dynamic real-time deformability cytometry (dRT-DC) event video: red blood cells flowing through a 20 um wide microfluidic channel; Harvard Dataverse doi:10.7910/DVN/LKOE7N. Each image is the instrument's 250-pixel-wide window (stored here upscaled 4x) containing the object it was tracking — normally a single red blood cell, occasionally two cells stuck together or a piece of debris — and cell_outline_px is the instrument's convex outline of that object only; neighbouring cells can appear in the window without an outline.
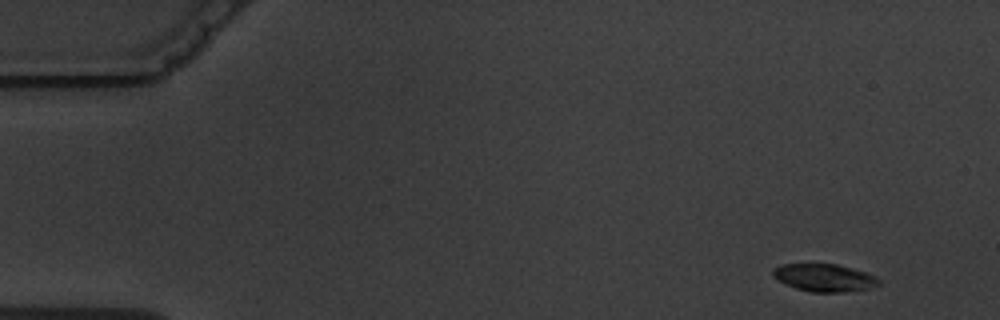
{"species": "common noctule bat (a hibernating species)", "species_latin": "Nyctalus noctula", "temperature_condition": "warm", "stored_images_in_passage": 8, "camera_frame_rate_fps": 3000, "um_per_image_px": 0.085, "animal": {"sex": "male", "body_mass_g": 19.5, "forearm_length_mm": 54.6}, "frame": {"image": 1, "passage_image": 1, "time_ms": 0.0, "image_size_px": [1000, 320], "cell_outline_px": [[880, 284], [868, 288], [844, 292], [812, 292], [796, 288], [780, 280], [772, 272], [772, 268], [780, 264], [836, 264], [852, 268], [876, 276], [880, 280]], "centroid_in_image_um": [70.09, 23.6], "position_along_channel_um": 14.9, "area_um2": 16.76}}
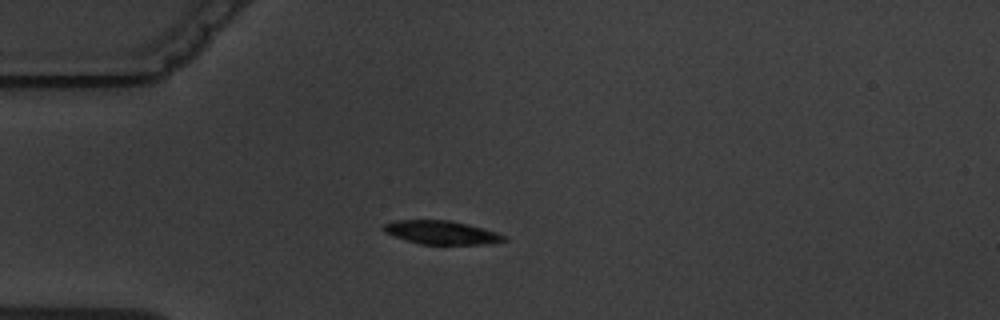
{"frame": {"image": 2, "passage_image": 4, "time_ms": 3.667, "image_size_px": [1000, 320], "cell_outline_px": [[508, 240], [492, 244], [420, 244], [384, 232], [384, 224], [396, 220], [448, 220], [468, 224], [484, 228], [508, 236]], "centroid_in_image_um": [37.61, 19.76], "position_along_channel_um": 47.4, "area_um2": 16.47}}
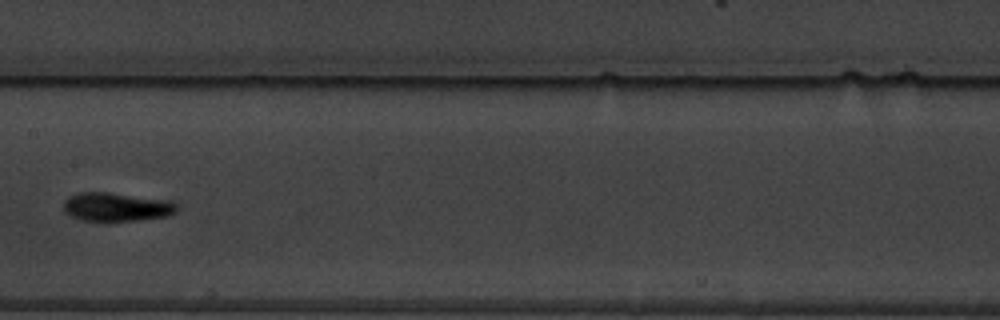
{"frame": {"image": 3, "passage_image": 8, "time_ms": 8.333, "image_size_px": [1000, 320], "cell_outline_px": [[180, 208], [176, 212], [168, 216], [140, 220], [80, 220], [64, 212], [64, 200], [68, 196], [76, 192], [108, 192], [172, 200], [180, 204]], "centroid_in_image_um": [9.96, 17.57], "position_along_channel_um": 197.4, "area_um2": 19.25}}